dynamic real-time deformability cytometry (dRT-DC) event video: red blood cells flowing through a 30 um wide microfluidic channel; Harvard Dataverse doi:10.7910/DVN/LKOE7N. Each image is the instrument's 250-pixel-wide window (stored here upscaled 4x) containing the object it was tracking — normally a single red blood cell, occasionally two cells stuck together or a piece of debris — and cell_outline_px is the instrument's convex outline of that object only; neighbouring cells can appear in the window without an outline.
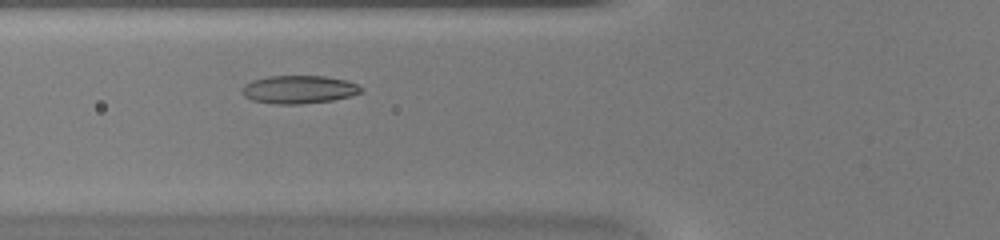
{"species": "common noctule bat (a hibernating species)", "species_latin": "Nyctalus noctula", "temperature_condition": "warm", "stored_images_in_passage": 32, "camera_frame_rate_fps": 3000, "um_per_image_px": 0.085, "animal": {"sex": "female", "body_mass_g": 20.0, "forearm_length_mm": 54.0}, "frame": {"image": 1, "passage_image": 4, "time_ms": 1.0, "image_size_px": [1000, 240], "cell_outline_px": [[364, 92], [352, 96], [332, 100], [300, 104], [276, 104], [252, 100], [244, 96], [240, 92], [240, 88], [244, 84], [252, 80], [268, 76], [324, 76], [344, 80], [356, 84], [364, 88]], "centroid_in_image_um": [25.39, 7.61], "position_along_channel_um": 100.4, "area_um2": 19.65}}
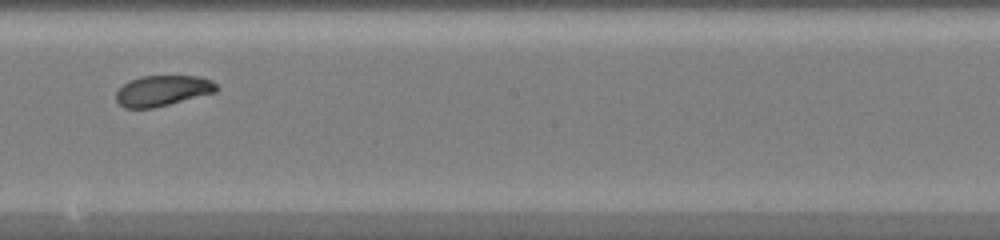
{"frame": {"image": 2, "passage_image": 13, "time_ms": 4.0, "image_size_px": [1000, 240], "cell_outline_px": [[220, 88], [216, 92], [152, 108], [124, 108], [116, 100], [116, 92], [124, 84], [140, 76], [200, 76], [212, 80]], "centroid_in_image_um": [13.84, 7.7], "position_along_channel_um": 234.4, "area_um2": 17.8}}
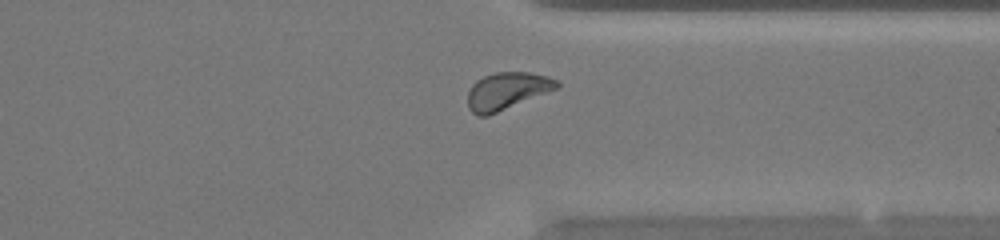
{"frame": {"image": 3, "passage_image": 22, "time_ms": 7.0, "image_size_px": [1000, 240], "cell_outline_px": [[560, 84], [556, 88], [488, 116], [476, 116], [468, 108], [468, 92], [472, 84], [476, 80], [484, 76], [496, 72], [528, 72], [548, 76], [560, 80]], "centroid_in_image_um": [43.06, 7.72], "position_along_channel_um": 368.3, "area_um2": 19.19}}